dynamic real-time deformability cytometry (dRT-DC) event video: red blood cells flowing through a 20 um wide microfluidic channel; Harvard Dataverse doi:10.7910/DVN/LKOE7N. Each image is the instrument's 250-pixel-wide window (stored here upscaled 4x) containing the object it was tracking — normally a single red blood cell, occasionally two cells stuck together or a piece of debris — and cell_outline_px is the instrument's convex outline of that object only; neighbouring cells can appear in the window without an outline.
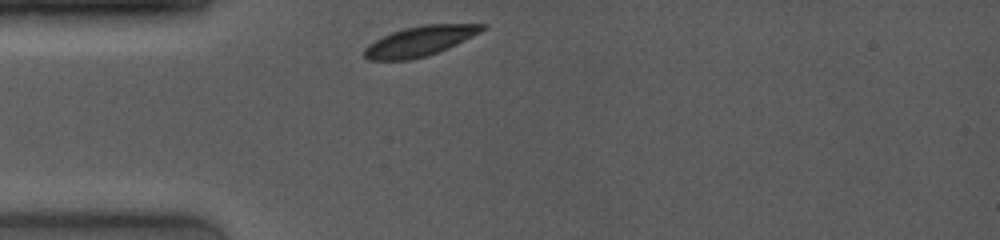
{"species": "common noctule bat (a hibernating species)", "species_latin": "Nyctalus noctula", "temperature_condition": "room temperature", "stored_images_in_passage": 23, "camera_frame_rate_fps": 4000, "um_per_image_px": 0.085, "animal": {"sex": "female", "body_mass_g": 19.0, "forearm_length_mm": 53.3}, "frame": {"image": 1, "passage_image": 1, "time_ms": 0.0, "image_size_px": [1000, 240], "cell_outline_px": [[488, 28], [448, 48], [428, 56], [408, 60], [368, 60], [364, 56], [364, 48], [368, 44], [392, 32], [404, 28], [424, 24], [484, 24]], "centroid_in_image_um": [35.68, 3.5], "position_along_channel_um": 49.3, "area_um2": 20.46}}
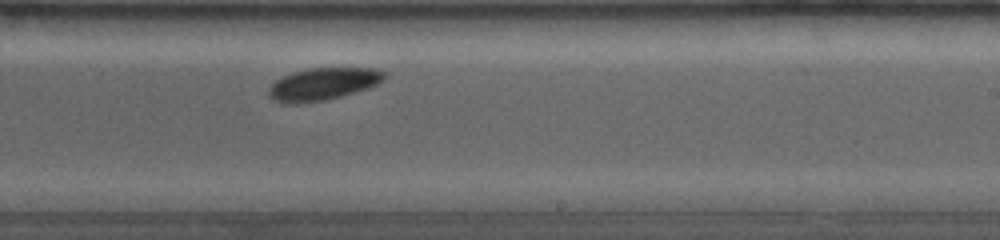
{"frame": {"image": 2, "passage_image": 15, "time_ms": 5.75, "image_size_px": [1000, 240], "cell_outline_px": [[384, 80], [368, 88], [340, 96], [324, 100], [296, 104], [272, 100], [268, 96], [268, 88], [276, 80], [292, 72], [308, 68], [380, 68], [384, 72]], "centroid_in_image_um": [27.44, 7.13], "position_along_channel_um": 261.6, "area_um2": 21.68}}
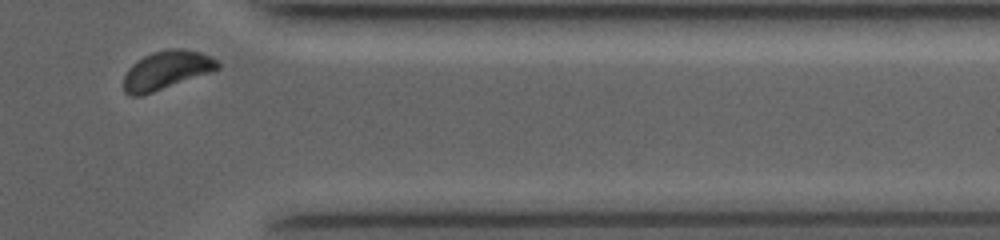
{"frame": {"image": 3, "passage_image": 23, "time_ms": 9.25, "image_size_px": [1000, 240], "cell_outline_px": [[220, 68], [212, 72], [140, 96], [128, 96], [124, 92], [124, 76], [128, 68], [136, 60], [152, 52], [168, 48], [180, 48], [200, 52], [216, 60], [220, 64]], "centroid_in_image_um": [14.12, 5.96], "position_along_channel_um": 397.3, "area_um2": 21.1}, "authors_computed_cell_mechanics": {"area_um2": 21.4438, "velocity_mm_per_s": 3.9225, "shape_relaxation_time_tau1_ms": null, "shape_relaxation_time_tau2_ms": 6.7148, "deformation_change_tau1": null, "deformation_change_tau2": 0.0911}}